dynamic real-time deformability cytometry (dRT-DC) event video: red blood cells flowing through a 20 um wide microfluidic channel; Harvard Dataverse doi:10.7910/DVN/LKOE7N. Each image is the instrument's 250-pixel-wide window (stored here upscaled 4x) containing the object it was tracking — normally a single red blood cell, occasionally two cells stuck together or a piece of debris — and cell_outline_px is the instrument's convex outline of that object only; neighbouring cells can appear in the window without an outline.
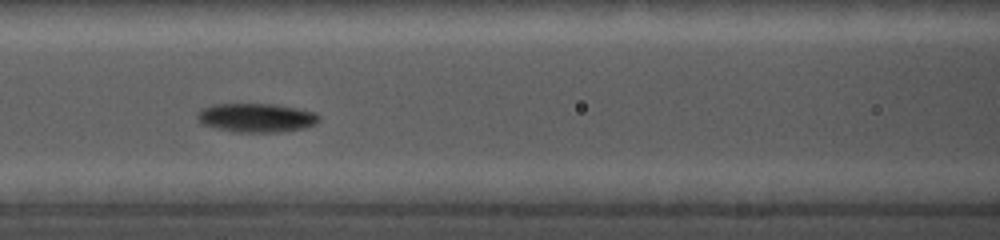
{"species": "common noctule bat (a hibernating species)", "species_latin": "Nyctalus noctula", "temperature_condition": "cold", "stored_images_in_passage": 22, "camera_frame_rate_fps": 5000, "um_per_image_px": 0.085, "animal": {"sex": "female", "body_mass_g": 19.0, "forearm_length_mm": 56.7}, "frame": {"image": 1, "passage_image": 19, "time_ms": 7.4, "image_size_px": [1000, 240], "cell_outline_px": [[320, 120], [316, 124], [304, 128], [280, 132], [232, 132], [200, 124], [196, 116], [196, 112], [200, 108], [212, 104], [276, 104], [316, 112], [320, 116]], "centroid_in_image_um": [21.76, 10.01], "position_along_channel_um": 144.8, "area_um2": 20.87}}
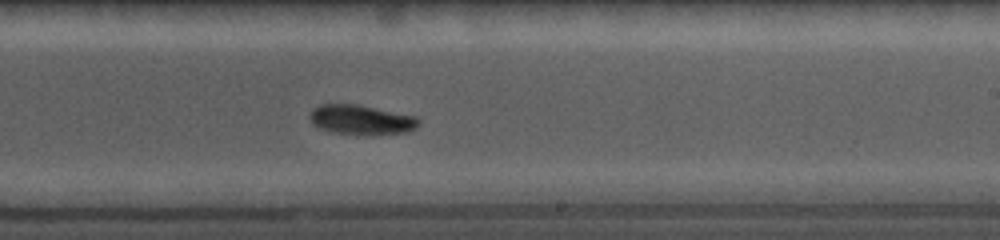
{"frame": {"image": 2, "passage_image": 22, "time_ms": 10.4, "image_size_px": [1000, 240], "cell_outline_px": [[420, 124], [416, 128], [408, 132], [336, 132], [320, 128], [312, 124], [308, 116], [312, 108], [320, 104], [356, 104], [416, 116], [420, 120]], "centroid_in_image_um": [30.67, 10.12], "position_along_channel_um": 258.3, "area_um2": 18.09}}